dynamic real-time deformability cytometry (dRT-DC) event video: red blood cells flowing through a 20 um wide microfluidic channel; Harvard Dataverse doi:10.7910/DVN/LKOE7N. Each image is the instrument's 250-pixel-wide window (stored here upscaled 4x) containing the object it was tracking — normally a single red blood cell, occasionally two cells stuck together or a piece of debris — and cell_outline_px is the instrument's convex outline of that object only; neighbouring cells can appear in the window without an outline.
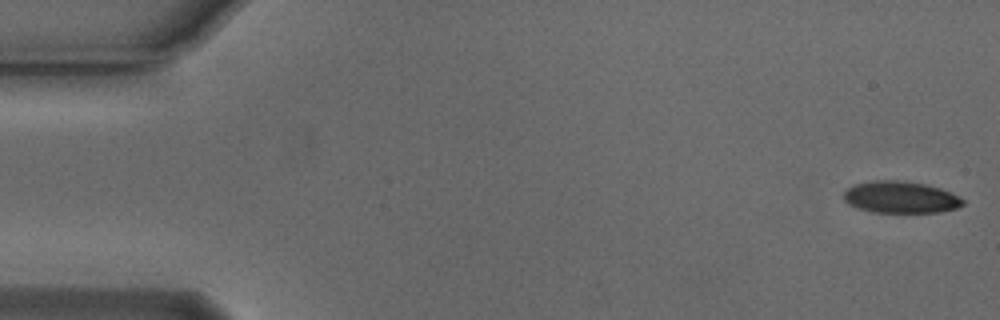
{"species": "Egyptian fruit bat (a non-hibernating species)", "species_latin": "Rousettus aegyptiacus", "temperature_condition": "cold", "stored_images_in_passage": 5, "camera_frame_rate_fps": 3000, "um_per_image_px": 0.085, "animal": {"sex": "male"}, "frame": {"image": 1, "passage_image": 1, "time_ms": 0.0, "image_size_px": [1000, 320], "cell_outline_px": [[964, 204], [956, 208], [940, 212], [872, 212], [856, 208], [848, 204], [844, 200], [844, 192], [848, 188], [856, 184], [872, 180], [904, 180], [924, 184], [940, 188], [952, 192], [960, 196], [964, 200]], "centroid_in_image_um": [76.56, 16.76], "position_along_channel_um": 8.4, "area_um2": 22.25}}